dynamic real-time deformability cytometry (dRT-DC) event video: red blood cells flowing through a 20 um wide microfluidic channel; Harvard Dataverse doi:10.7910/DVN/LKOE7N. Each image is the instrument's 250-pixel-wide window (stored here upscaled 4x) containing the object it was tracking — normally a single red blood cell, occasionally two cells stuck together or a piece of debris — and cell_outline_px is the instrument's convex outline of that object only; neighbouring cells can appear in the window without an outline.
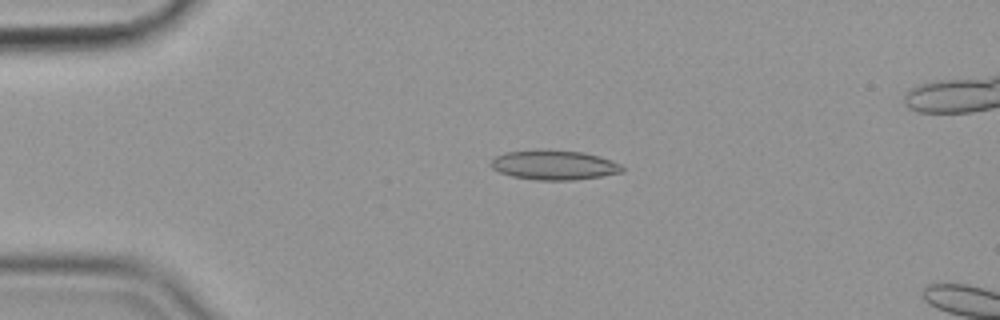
{"species": "common noctule bat (a hibernating species)", "species_latin": "Nyctalus noctula", "temperature_condition": "cold", "stored_images_in_passage": 5, "camera_frame_rate_fps": 3000, "um_per_image_px": 0.085, "animal": {"sex": "female", "body_mass_g": 19.9}, "frame": {"image": 1, "passage_image": 1, "time_ms": 0.0, "image_size_px": [1000, 320], "cell_outline_px": [[624, 172], [600, 176], [572, 180], [536, 180], [512, 176], [500, 172], [492, 168], [492, 160], [496, 156], [504, 152], [584, 152], [600, 156], [612, 160], [620, 164], [624, 168]], "centroid_in_image_um": [47.16, 14.06], "position_along_channel_um": 37.8, "area_um2": 21.79}}